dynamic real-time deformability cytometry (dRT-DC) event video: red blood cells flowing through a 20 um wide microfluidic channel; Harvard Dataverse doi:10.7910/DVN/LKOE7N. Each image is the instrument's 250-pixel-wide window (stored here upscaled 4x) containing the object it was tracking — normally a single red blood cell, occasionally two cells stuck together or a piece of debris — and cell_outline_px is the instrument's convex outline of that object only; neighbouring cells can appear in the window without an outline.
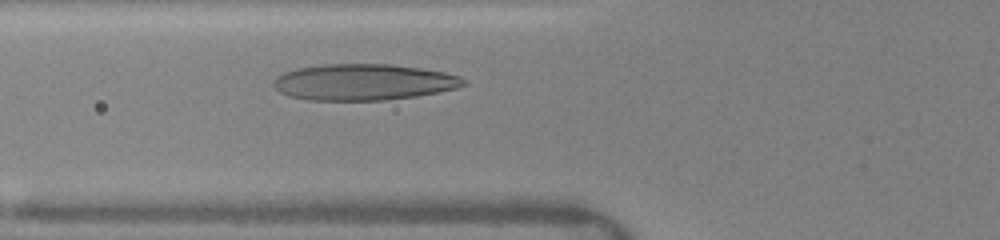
{"species": "human", "species_latin": "Homo sapiens", "temperature_condition": "warm", "stored_images_in_passage": 7, "camera_frame_rate_fps": 3000, "um_per_image_px": 0.085, "donor": {"sex": "female"}, "frame": {"image": 1, "passage_image": 5, "time_ms": 2.0, "image_size_px": [1000, 240], "cell_outline_px": [[468, 84], [456, 88], [416, 96], [384, 100], [308, 100], [288, 96], [280, 92], [272, 84], [276, 76], [284, 72], [300, 68], [324, 64], [388, 64], [420, 68], [444, 72], [460, 76]], "centroid_in_image_um": [30.89, 6.98], "position_along_channel_um": 94.9, "area_um2": 40.0}}
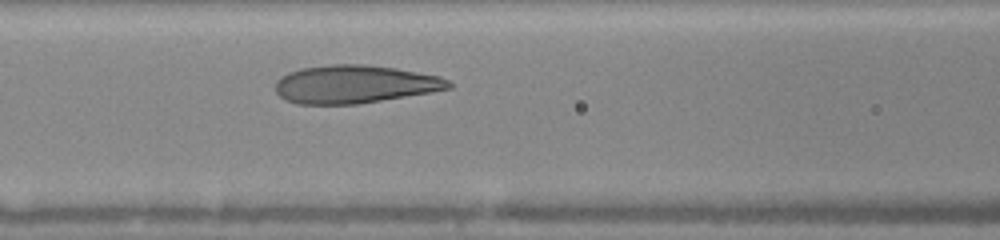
{"frame": {"image": 2, "passage_image": 7, "time_ms": 3.0, "image_size_px": [1000, 240], "cell_outline_px": [[452, 88], [356, 104], [296, 104], [284, 100], [276, 92], [276, 80], [280, 76], [288, 72], [300, 68], [328, 64], [364, 64], [396, 68], [440, 76], [448, 80], [452, 84]], "centroid_in_image_um": [30.09, 7.15], "position_along_channel_um": 136.5, "area_um2": 38.44}}